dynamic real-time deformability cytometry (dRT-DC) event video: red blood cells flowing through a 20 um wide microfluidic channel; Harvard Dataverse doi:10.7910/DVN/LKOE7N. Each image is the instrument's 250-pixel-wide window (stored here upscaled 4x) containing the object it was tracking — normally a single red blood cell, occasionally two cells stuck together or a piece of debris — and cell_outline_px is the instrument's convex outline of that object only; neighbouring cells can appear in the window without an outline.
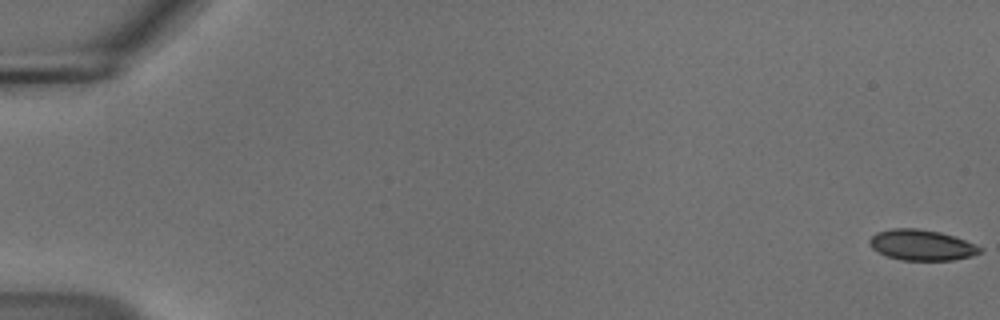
{"species": "common noctule bat (a hibernating species)", "species_latin": "Nyctalus noctula", "temperature_condition": "cold", "stored_images_in_passage": 57, "camera_frame_rate_fps": 3000, "um_per_image_px": 0.085, "animal": {"sex": "male", "body_mass_g": 18.8}, "frame": {"image": 1, "passage_image": 1, "time_ms": 0.0, "image_size_px": [1000, 320], "cell_outline_px": [[984, 248], [980, 252], [972, 256], [952, 260], [900, 260], [888, 256], [872, 248], [868, 244], [868, 240], [876, 232], [892, 228], [916, 228], [940, 232], [976, 244]], "centroid_in_image_um": [78.33, 20.82], "position_along_channel_um": 6.7, "area_um2": 19.71}}
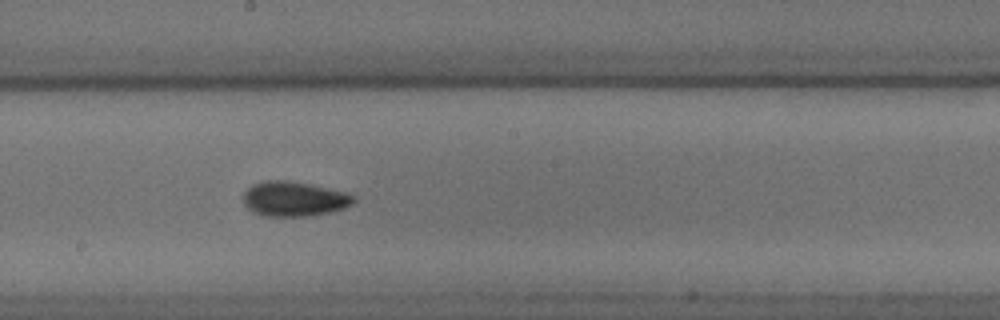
{"frame": {"image": 2, "passage_image": 32, "time_ms": 10.333, "image_size_px": [1000, 320], "cell_outline_px": [[356, 200], [348, 208], [332, 212], [312, 216], [264, 216], [252, 212], [244, 204], [244, 192], [252, 184], [264, 180], [284, 180], [312, 184], [348, 192], [356, 196]], "centroid_in_image_um": [25.05, 16.91], "position_along_channel_um": 223.1, "area_um2": 22.89}}
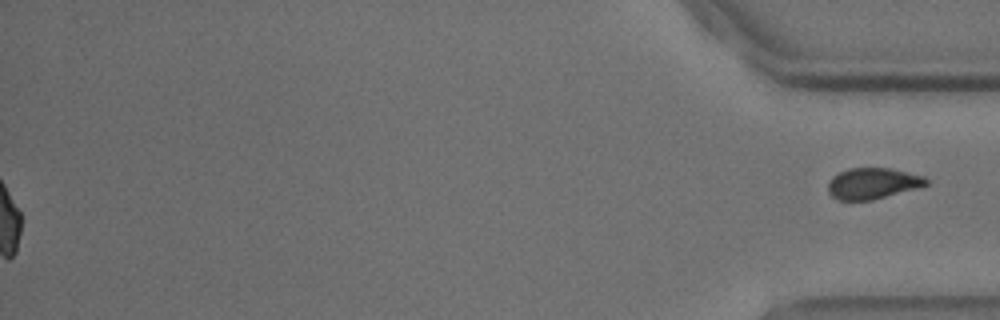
{"frame": {"image": 3, "passage_image": 57, "time_ms": 18.667, "image_size_px": [1000, 320], "cell_outline_px": [[928, 184], [920, 188], [872, 200], [836, 200], [828, 192], [828, 180], [832, 176], [848, 168], [892, 168], [924, 176], [928, 180]], "centroid_in_image_um": [74.19, 15.59], "position_along_channel_um": 361.0, "area_um2": 18.03}}